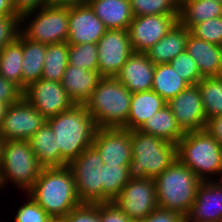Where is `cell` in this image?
Here are the masks:
<instances>
[{"label": "cell", "instance_id": "1", "mask_svg": "<svg viewBox=\"0 0 222 222\" xmlns=\"http://www.w3.org/2000/svg\"><path fill=\"white\" fill-rule=\"evenodd\" d=\"M30 195L52 219L64 218L80 202L70 167L42 168Z\"/></svg>", "mask_w": 222, "mask_h": 222}, {"label": "cell", "instance_id": "51", "mask_svg": "<svg viewBox=\"0 0 222 222\" xmlns=\"http://www.w3.org/2000/svg\"><path fill=\"white\" fill-rule=\"evenodd\" d=\"M219 176H220L221 178L218 179V181L222 183V169H221V172H220V175H219Z\"/></svg>", "mask_w": 222, "mask_h": 222}, {"label": "cell", "instance_id": "2", "mask_svg": "<svg viewBox=\"0 0 222 222\" xmlns=\"http://www.w3.org/2000/svg\"><path fill=\"white\" fill-rule=\"evenodd\" d=\"M60 151V167L69 165L81 152L92 146L97 125L84 105L47 119Z\"/></svg>", "mask_w": 222, "mask_h": 222}, {"label": "cell", "instance_id": "38", "mask_svg": "<svg viewBox=\"0 0 222 222\" xmlns=\"http://www.w3.org/2000/svg\"><path fill=\"white\" fill-rule=\"evenodd\" d=\"M29 200L22 204L15 215V222H50L52 218L47 212L30 196Z\"/></svg>", "mask_w": 222, "mask_h": 222}, {"label": "cell", "instance_id": "6", "mask_svg": "<svg viewBox=\"0 0 222 222\" xmlns=\"http://www.w3.org/2000/svg\"><path fill=\"white\" fill-rule=\"evenodd\" d=\"M132 160L130 172L132 176L155 179L176 156V144L142 133L130 130Z\"/></svg>", "mask_w": 222, "mask_h": 222}, {"label": "cell", "instance_id": "47", "mask_svg": "<svg viewBox=\"0 0 222 222\" xmlns=\"http://www.w3.org/2000/svg\"><path fill=\"white\" fill-rule=\"evenodd\" d=\"M17 15L11 0H0V16Z\"/></svg>", "mask_w": 222, "mask_h": 222}, {"label": "cell", "instance_id": "30", "mask_svg": "<svg viewBox=\"0 0 222 222\" xmlns=\"http://www.w3.org/2000/svg\"><path fill=\"white\" fill-rule=\"evenodd\" d=\"M188 86L189 84L180 77L169 63L155 65L152 90L166 102Z\"/></svg>", "mask_w": 222, "mask_h": 222}, {"label": "cell", "instance_id": "12", "mask_svg": "<svg viewBox=\"0 0 222 222\" xmlns=\"http://www.w3.org/2000/svg\"><path fill=\"white\" fill-rule=\"evenodd\" d=\"M23 97L46 119L67 111L75 104L61 82L39 79L23 92Z\"/></svg>", "mask_w": 222, "mask_h": 222}, {"label": "cell", "instance_id": "45", "mask_svg": "<svg viewBox=\"0 0 222 222\" xmlns=\"http://www.w3.org/2000/svg\"><path fill=\"white\" fill-rule=\"evenodd\" d=\"M205 129L222 146V115L208 119Z\"/></svg>", "mask_w": 222, "mask_h": 222}, {"label": "cell", "instance_id": "4", "mask_svg": "<svg viewBox=\"0 0 222 222\" xmlns=\"http://www.w3.org/2000/svg\"><path fill=\"white\" fill-rule=\"evenodd\" d=\"M157 205L162 209L188 214L202 182L195 173L177 158L155 179Z\"/></svg>", "mask_w": 222, "mask_h": 222}, {"label": "cell", "instance_id": "52", "mask_svg": "<svg viewBox=\"0 0 222 222\" xmlns=\"http://www.w3.org/2000/svg\"><path fill=\"white\" fill-rule=\"evenodd\" d=\"M221 61H222V45H220Z\"/></svg>", "mask_w": 222, "mask_h": 222}, {"label": "cell", "instance_id": "9", "mask_svg": "<svg viewBox=\"0 0 222 222\" xmlns=\"http://www.w3.org/2000/svg\"><path fill=\"white\" fill-rule=\"evenodd\" d=\"M73 172L77 196L81 203H102V168L104 161L92 145L69 165Z\"/></svg>", "mask_w": 222, "mask_h": 222}, {"label": "cell", "instance_id": "18", "mask_svg": "<svg viewBox=\"0 0 222 222\" xmlns=\"http://www.w3.org/2000/svg\"><path fill=\"white\" fill-rule=\"evenodd\" d=\"M185 222H222V183L202 181Z\"/></svg>", "mask_w": 222, "mask_h": 222}, {"label": "cell", "instance_id": "7", "mask_svg": "<svg viewBox=\"0 0 222 222\" xmlns=\"http://www.w3.org/2000/svg\"><path fill=\"white\" fill-rule=\"evenodd\" d=\"M42 168L29 140H5L1 157L0 190L12 182L26 194L34 186Z\"/></svg>", "mask_w": 222, "mask_h": 222}, {"label": "cell", "instance_id": "8", "mask_svg": "<svg viewBox=\"0 0 222 222\" xmlns=\"http://www.w3.org/2000/svg\"><path fill=\"white\" fill-rule=\"evenodd\" d=\"M21 23V32L32 41L52 44L68 40V7L45 6L24 15Z\"/></svg>", "mask_w": 222, "mask_h": 222}, {"label": "cell", "instance_id": "16", "mask_svg": "<svg viewBox=\"0 0 222 222\" xmlns=\"http://www.w3.org/2000/svg\"><path fill=\"white\" fill-rule=\"evenodd\" d=\"M92 145L101 155L104 164L131 165L130 130L97 128Z\"/></svg>", "mask_w": 222, "mask_h": 222}, {"label": "cell", "instance_id": "46", "mask_svg": "<svg viewBox=\"0 0 222 222\" xmlns=\"http://www.w3.org/2000/svg\"><path fill=\"white\" fill-rule=\"evenodd\" d=\"M51 6L73 7L86 4L88 0H48Z\"/></svg>", "mask_w": 222, "mask_h": 222}, {"label": "cell", "instance_id": "39", "mask_svg": "<svg viewBox=\"0 0 222 222\" xmlns=\"http://www.w3.org/2000/svg\"><path fill=\"white\" fill-rule=\"evenodd\" d=\"M21 32V18L18 15L0 16V51L14 41Z\"/></svg>", "mask_w": 222, "mask_h": 222}, {"label": "cell", "instance_id": "24", "mask_svg": "<svg viewBox=\"0 0 222 222\" xmlns=\"http://www.w3.org/2000/svg\"><path fill=\"white\" fill-rule=\"evenodd\" d=\"M166 105L167 102L152 89L132 93L126 130H139L153 114Z\"/></svg>", "mask_w": 222, "mask_h": 222}, {"label": "cell", "instance_id": "41", "mask_svg": "<svg viewBox=\"0 0 222 222\" xmlns=\"http://www.w3.org/2000/svg\"><path fill=\"white\" fill-rule=\"evenodd\" d=\"M101 222H133L115 203H99Z\"/></svg>", "mask_w": 222, "mask_h": 222}, {"label": "cell", "instance_id": "10", "mask_svg": "<svg viewBox=\"0 0 222 222\" xmlns=\"http://www.w3.org/2000/svg\"><path fill=\"white\" fill-rule=\"evenodd\" d=\"M113 202L133 222H140L158 207L154 179L132 176Z\"/></svg>", "mask_w": 222, "mask_h": 222}, {"label": "cell", "instance_id": "25", "mask_svg": "<svg viewBox=\"0 0 222 222\" xmlns=\"http://www.w3.org/2000/svg\"><path fill=\"white\" fill-rule=\"evenodd\" d=\"M222 16V3L214 0H180L178 21L191 30L205 20Z\"/></svg>", "mask_w": 222, "mask_h": 222}, {"label": "cell", "instance_id": "42", "mask_svg": "<svg viewBox=\"0 0 222 222\" xmlns=\"http://www.w3.org/2000/svg\"><path fill=\"white\" fill-rule=\"evenodd\" d=\"M140 222H185V217L178 212L157 207Z\"/></svg>", "mask_w": 222, "mask_h": 222}, {"label": "cell", "instance_id": "29", "mask_svg": "<svg viewBox=\"0 0 222 222\" xmlns=\"http://www.w3.org/2000/svg\"><path fill=\"white\" fill-rule=\"evenodd\" d=\"M23 33L0 51V77L22 91Z\"/></svg>", "mask_w": 222, "mask_h": 222}, {"label": "cell", "instance_id": "31", "mask_svg": "<svg viewBox=\"0 0 222 222\" xmlns=\"http://www.w3.org/2000/svg\"><path fill=\"white\" fill-rule=\"evenodd\" d=\"M131 177L130 165L104 164L102 168V203L114 201Z\"/></svg>", "mask_w": 222, "mask_h": 222}, {"label": "cell", "instance_id": "19", "mask_svg": "<svg viewBox=\"0 0 222 222\" xmlns=\"http://www.w3.org/2000/svg\"><path fill=\"white\" fill-rule=\"evenodd\" d=\"M155 64L145 53L133 52L116 78L131 92L152 89Z\"/></svg>", "mask_w": 222, "mask_h": 222}, {"label": "cell", "instance_id": "49", "mask_svg": "<svg viewBox=\"0 0 222 222\" xmlns=\"http://www.w3.org/2000/svg\"><path fill=\"white\" fill-rule=\"evenodd\" d=\"M3 144H4V140L0 136V170H1V157H2V151H3Z\"/></svg>", "mask_w": 222, "mask_h": 222}, {"label": "cell", "instance_id": "28", "mask_svg": "<svg viewBox=\"0 0 222 222\" xmlns=\"http://www.w3.org/2000/svg\"><path fill=\"white\" fill-rule=\"evenodd\" d=\"M29 143L39 164L45 167H60V151L55 134L46 122L29 139Z\"/></svg>", "mask_w": 222, "mask_h": 222}, {"label": "cell", "instance_id": "13", "mask_svg": "<svg viewBox=\"0 0 222 222\" xmlns=\"http://www.w3.org/2000/svg\"><path fill=\"white\" fill-rule=\"evenodd\" d=\"M98 72L102 77H116L133 53L128 30H106L97 43Z\"/></svg>", "mask_w": 222, "mask_h": 222}, {"label": "cell", "instance_id": "48", "mask_svg": "<svg viewBox=\"0 0 222 222\" xmlns=\"http://www.w3.org/2000/svg\"><path fill=\"white\" fill-rule=\"evenodd\" d=\"M9 104L0 101V128L3 123V118L5 117V113Z\"/></svg>", "mask_w": 222, "mask_h": 222}, {"label": "cell", "instance_id": "43", "mask_svg": "<svg viewBox=\"0 0 222 222\" xmlns=\"http://www.w3.org/2000/svg\"><path fill=\"white\" fill-rule=\"evenodd\" d=\"M11 3L20 18L49 5L48 0H11Z\"/></svg>", "mask_w": 222, "mask_h": 222}, {"label": "cell", "instance_id": "15", "mask_svg": "<svg viewBox=\"0 0 222 222\" xmlns=\"http://www.w3.org/2000/svg\"><path fill=\"white\" fill-rule=\"evenodd\" d=\"M184 133L205 129L207 120L198 85H189L167 102Z\"/></svg>", "mask_w": 222, "mask_h": 222}, {"label": "cell", "instance_id": "33", "mask_svg": "<svg viewBox=\"0 0 222 222\" xmlns=\"http://www.w3.org/2000/svg\"><path fill=\"white\" fill-rule=\"evenodd\" d=\"M197 85L206 120L222 115V75L203 77Z\"/></svg>", "mask_w": 222, "mask_h": 222}, {"label": "cell", "instance_id": "36", "mask_svg": "<svg viewBox=\"0 0 222 222\" xmlns=\"http://www.w3.org/2000/svg\"><path fill=\"white\" fill-rule=\"evenodd\" d=\"M169 64L189 85H197L203 78L196 62L186 50L178 54Z\"/></svg>", "mask_w": 222, "mask_h": 222}, {"label": "cell", "instance_id": "37", "mask_svg": "<svg viewBox=\"0 0 222 222\" xmlns=\"http://www.w3.org/2000/svg\"><path fill=\"white\" fill-rule=\"evenodd\" d=\"M190 32L198 39L222 45V16L205 20L195 25Z\"/></svg>", "mask_w": 222, "mask_h": 222}, {"label": "cell", "instance_id": "21", "mask_svg": "<svg viewBox=\"0 0 222 222\" xmlns=\"http://www.w3.org/2000/svg\"><path fill=\"white\" fill-rule=\"evenodd\" d=\"M186 51L194 59L202 77L222 75L220 45L188 35Z\"/></svg>", "mask_w": 222, "mask_h": 222}, {"label": "cell", "instance_id": "17", "mask_svg": "<svg viewBox=\"0 0 222 222\" xmlns=\"http://www.w3.org/2000/svg\"><path fill=\"white\" fill-rule=\"evenodd\" d=\"M106 28L88 3L68 7V40L69 45L97 44L105 34Z\"/></svg>", "mask_w": 222, "mask_h": 222}, {"label": "cell", "instance_id": "20", "mask_svg": "<svg viewBox=\"0 0 222 222\" xmlns=\"http://www.w3.org/2000/svg\"><path fill=\"white\" fill-rule=\"evenodd\" d=\"M102 78L98 71L67 65L61 84L76 105H84Z\"/></svg>", "mask_w": 222, "mask_h": 222}, {"label": "cell", "instance_id": "40", "mask_svg": "<svg viewBox=\"0 0 222 222\" xmlns=\"http://www.w3.org/2000/svg\"><path fill=\"white\" fill-rule=\"evenodd\" d=\"M64 219L66 222H101L99 214V203H82L72 209Z\"/></svg>", "mask_w": 222, "mask_h": 222}, {"label": "cell", "instance_id": "11", "mask_svg": "<svg viewBox=\"0 0 222 222\" xmlns=\"http://www.w3.org/2000/svg\"><path fill=\"white\" fill-rule=\"evenodd\" d=\"M47 119L23 96L8 105L0 136L3 140H29Z\"/></svg>", "mask_w": 222, "mask_h": 222}, {"label": "cell", "instance_id": "34", "mask_svg": "<svg viewBox=\"0 0 222 222\" xmlns=\"http://www.w3.org/2000/svg\"><path fill=\"white\" fill-rule=\"evenodd\" d=\"M68 64L89 71H98L97 44L69 45Z\"/></svg>", "mask_w": 222, "mask_h": 222}, {"label": "cell", "instance_id": "35", "mask_svg": "<svg viewBox=\"0 0 222 222\" xmlns=\"http://www.w3.org/2000/svg\"><path fill=\"white\" fill-rule=\"evenodd\" d=\"M134 16L179 14L180 0H130Z\"/></svg>", "mask_w": 222, "mask_h": 222}, {"label": "cell", "instance_id": "26", "mask_svg": "<svg viewBox=\"0 0 222 222\" xmlns=\"http://www.w3.org/2000/svg\"><path fill=\"white\" fill-rule=\"evenodd\" d=\"M47 44L35 42L23 34L22 92L41 79Z\"/></svg>", "mask_w": 222, "mask_h": 222}, {"label": "cell", "instance_id": "44", "mask_svg": "<svg viewBox=\"0 0 222 222\" xmlns=\"http://www.w3.org/2000/svg\"><path fill=\"white\" fill-rule=\"evenodd\" d=\"M22 96L23 92L16 85L0 77V101L11 104Z\"/></svg>", "mask_w": 222, "mask_h": 222}, {"label": "cell", "instance_id": "32", "mask_svg": "<svg viewBox=\"0 0 222 222\" xmlns=\"http://www.w3.org/2000/svg\"><path fill=\"white\" fill-rule=\"evenodd\" d=\"M68 50L67 42L47 44L42 79L61 82L68 65Z\"/></svg>", "mask_w": 222, "mask_h": 222}, {"label": "cell", "instance_id": "50", "mask_svg": "<svg viewBox=\"0 0 222 222\" xmlns=\"http://www.w3.org/2000/svg\"><path fill=\"white\" fill-rule=\"evenodd\" d=\"M50 222H66L64 218L52 219Z\"/></svg>", "mask_w": 222, "mask_h": 222}, {"label": "cell", "instance_id": "22", "mask_svg": "<svg viewBox=\"0 0 222 222\" xmlns=\"http://www.w3.org/2000/svg\"><path fill=\"white\" fill-rule=\"evenodd\" d=\"M107 30H128L134 18L130 0H88Z\"/></svg>", "mask_w": 222, "mask_h": 222}, {"label": "cell", "instance_id": "5", "mask_svg": "<svg viewBox=\"0 0 222 222\" xmlns=\"http://www.w3.org/2000/svg\"><path fill=\"white\" fill-rule=\"evenodd\" d=\"M176 156L201 181L217 180L215 177L220 175L222 146L206 129L184 133L176 144ZM211 175L215 177L212 178Z\"/></svg>", "mask_w": 222, "mask_h": 222}, {"label": "cell", "instance_id": "3", "mask_svg": "<svg viewBox=\"0 0 222 222\" xmlns=\"http://www.w3.org/2000/svg\"><path fill=\"white\" fill-rule=\"evenodd\" d=\"M131 98L132 93L116 77H102L84 106L98 128L126 129Z\"/></svg>", "mask_w": 222, "mask_h": 222}, {"label": "cell", "instance_id": "14", "mask_svg": "<svg viewBox=\"0 0 222 222\" xmlns=\"http://www.w3.org/2000/svg\"><path fill=\"white\" fill-rule=\"evenodd\" d=\"M179 14L134 16L128 32L133 52L145 53L178 21Z\"/></svg>", "mask_w": 222, "mask_h": 222}, {"label": "cell", "instance_id": "23", "mask_svg": "<svg viewBox=\"0 0 222 222\" xmlns=\"http://www.w3.org/2000/svg\"><path fill=\"white\" fill-rule=\"evenodd\" d=\"M190 30L177 21L168 33L145 54L155 64L169 63L178 54L186 50Z\"/></svg>", "mask_w": 222, "mask_h": 222}, {"label": "cell", "instance_id": "27", "mask_svg": "<svg viewBox=\"0 0 222 222\" xmlns=\"http://www.w3.org/2000/svg\"><path fill=\"white\" fill-rule=\"evenodd\" d=\"M139 131L175 144L184 136L183 130L177 124L172 111L167 105L153 114Z\"/></svg>", "mask_w": 222, "mask_h": 222}]
</instances>
